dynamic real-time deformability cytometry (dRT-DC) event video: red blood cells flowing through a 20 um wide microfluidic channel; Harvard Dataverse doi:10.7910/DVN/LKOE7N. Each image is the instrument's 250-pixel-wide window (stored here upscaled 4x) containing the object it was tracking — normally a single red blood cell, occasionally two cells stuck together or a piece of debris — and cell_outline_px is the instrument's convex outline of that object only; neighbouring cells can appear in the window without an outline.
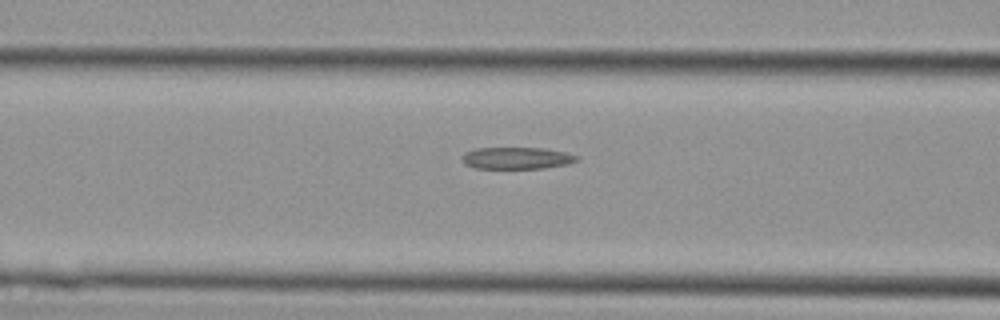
{"species": "Egyptian fruit bat (a non-hibernating species)", "species_latin": "Rousettus aegyptiacus", "temperature_condition": "cold", "stored_images_in_passage": 9, "camera_frame_rate_fps": 3000, "um_per_image_px": 0.085, "animal": {"sex": "female"}, "frame": {"image": 1, "passage_image": 7, "time_ms": 2.0, "image_size_px": [1000, 320], "cell_outline_px": [[580, 160], [568, 164], [544, 168], [476, 168], [464, 164], [460, 156], [464, 152], [476, 148], [544, 148], [564, 152], [580, 156]], "centroid_in_image_um": [43.92, 13.43], "position_along_channel_um": 122.7, "area_um2": 14.74}}